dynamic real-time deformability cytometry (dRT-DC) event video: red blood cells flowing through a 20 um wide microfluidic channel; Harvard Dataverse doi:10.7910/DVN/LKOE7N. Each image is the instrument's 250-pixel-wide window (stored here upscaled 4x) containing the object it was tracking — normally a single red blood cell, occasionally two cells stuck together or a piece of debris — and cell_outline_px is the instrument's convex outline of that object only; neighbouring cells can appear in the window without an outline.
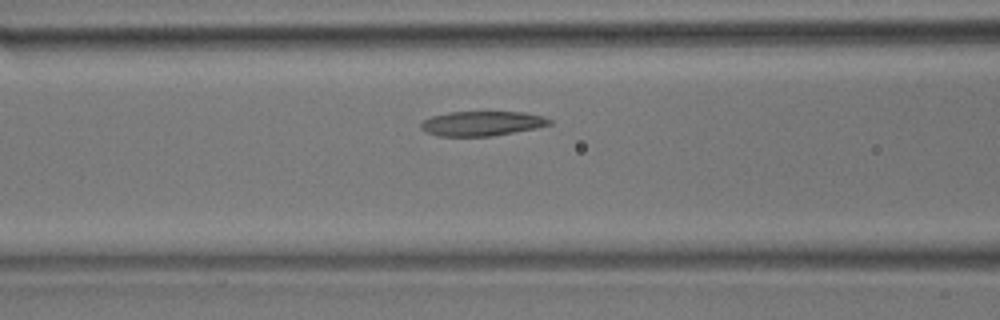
{"species": "common noctule bat (a hibernating species)", "species_latin": "Nyctalus noctula", "temperature_condition": "room temperature", "stored_images_in_passage": 20, "camera_frame_rate_fps": 3000, "um_per_image_px": 0.085, "animal": {"sex": "male", "body_mass_g": 17.9}, "frame": {"image": 1, "passage_image": 6, "time_ms": 1.667, "image_size_px": [1000, 320], "cell_outline_px": [[552, 124], [536, 128], [492, 136], [436, 136], [420, 128], [420, 124], [424, 120], [432, 116], [448, 112], [524, 112], [544, 116], [552, 120]], "centroid_in_image_um": [40.98, 10.49], "position_along_channel_um": 125.6, "area_um2": 18.5}}
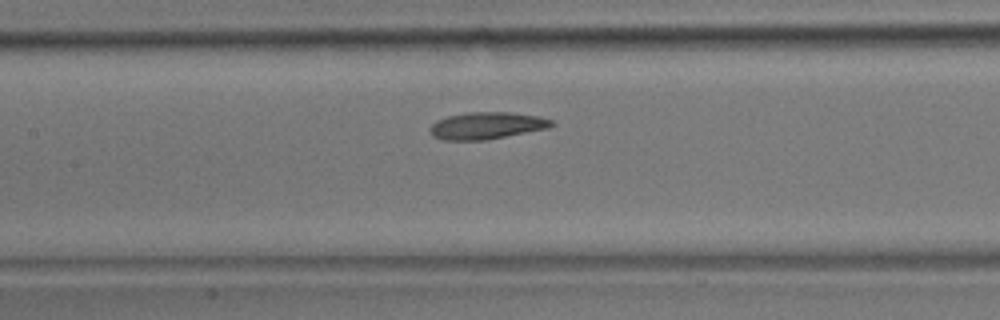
{"frame": {"image": 2, "passage_image": 9, "time_ms": 2.667, "image_size_px": [1000, 320], "cell_outline_px": [[556, 124], [548, 128], [484, 140], [444, 140], [432, 136], [428, 128], [436, 120], [448, 116], [468, 112], [508, 112], [540, 116], [552, 120]], "centroid_in_image_um": [41.35, 10.67], "position_along_channel_um": 166.0, "area_um2": 19.13}}